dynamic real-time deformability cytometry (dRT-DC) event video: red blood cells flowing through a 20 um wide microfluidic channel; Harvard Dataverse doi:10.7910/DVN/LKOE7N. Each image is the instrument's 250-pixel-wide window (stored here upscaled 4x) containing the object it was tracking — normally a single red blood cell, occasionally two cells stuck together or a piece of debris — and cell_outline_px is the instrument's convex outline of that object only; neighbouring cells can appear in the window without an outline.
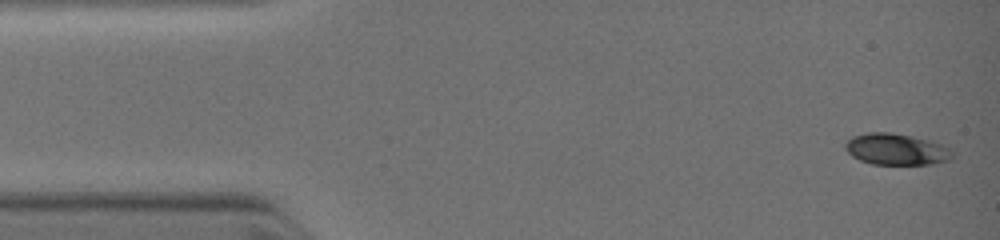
{"species": "common noctule bat (a hibernating species)", "species_latin": "Nyctalus noctula", "temperature_condition": "warm", "stored_images_in_passage": 6, "camera_frame_rate_fps": 3000, "um_per_image_px": 0.085, "animal": {"sex": "female", "body_mass_g": 19.0, "forearm_length_mm": 51.5}, "frame": {"image": 1, "passage_image": 1, "time_ms": 0.0, "image_size_px": [1000, 240], "cell_outline_px": [[952, 160], [932, 164], [872, 164], [860, 160], [852, 156], [844, 148], [844, 144], [848, 140], [856, 136], [872, 132], [884, 132], [908, 136], [940, 144], [948, 148], [952, 152]], "centroid_in_image_um": [76.17, 12.72], "position_along_channel_um": 8.8, "area_um2": 19.07}}
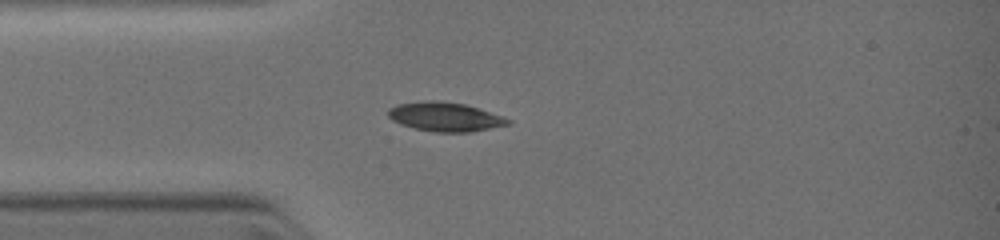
{"frame": {"image": 2, "passage_image": 5, "time_ms": 2.667, "image_size_px": [1000, 240], "cell_outline_px": [[512, 124], [472, 132], [432, 132], [400, 124], [392, 120], [388, 116], [388, 108], [396, 104], [432, 100], [464, 104], [512, 120]], "centroid_in_image_um": [37.81, 9.94], "position_along_channel_um": 47.2, "area_um2": 20.11}}